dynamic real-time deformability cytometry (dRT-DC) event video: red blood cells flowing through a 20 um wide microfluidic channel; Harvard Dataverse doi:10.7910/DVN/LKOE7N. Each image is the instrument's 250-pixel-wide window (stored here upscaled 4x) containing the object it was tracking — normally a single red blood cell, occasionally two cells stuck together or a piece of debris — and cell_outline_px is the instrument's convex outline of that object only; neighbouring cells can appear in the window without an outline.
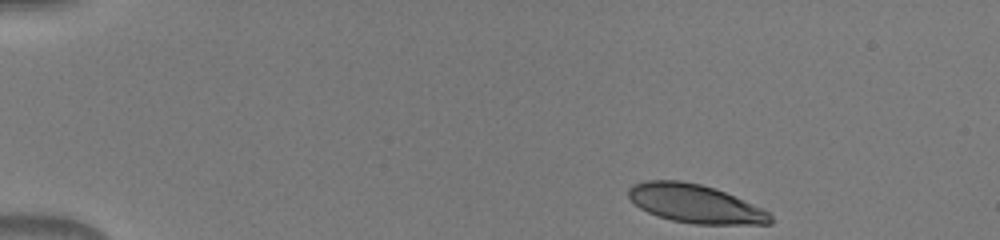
{"species": "human", "species_latin": "Homo sapiens", "temperature_condition": "warm", "stored_images_in_passage": 43, "camera_frame_rate_fps": 3000, "um_per_image_px": 0.085, "donor": {"sex": "male"}, "frame": {"image": 1, "passage_image": 1, "time_ms": 0.0, "image_size_px": [1000, 240], "cell_outline_px": [[772, 224], [692, 224], [672, 220], [648, 212], [640, 208], [628, 196], [628, 188], [632, 184], [644, 180], [680, 180], [700, 184], [724, 192], [764, 208], [772, 216]], "centroid_in_image_um": [59.09, 17.31], "position_along_channel_um": 25.9, "area_um2": 31.73}}
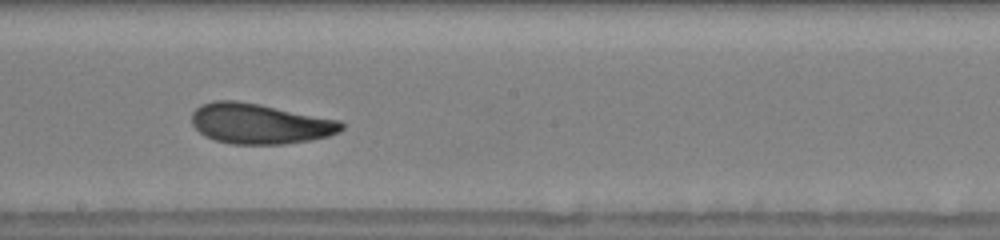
{"frame": {"image": 2, "passage_image": 23, "time_ms": 7.333, "image_size_px": [1000, 240], "cell_outline_px": [[344, 128], [340, 132], [328, 136], [308, 140], [284, 144], [232, 144], [216, 140], [204, 136], [192, 124], [192, 112], [200, 104], [212, 100], [236, 100], [260, 104], [340, 120], [344, 124]], "centroid_in_image_um": [22.07, 10.5], "position_along_channel_um": 226.1, "area_um2": 35.32}}
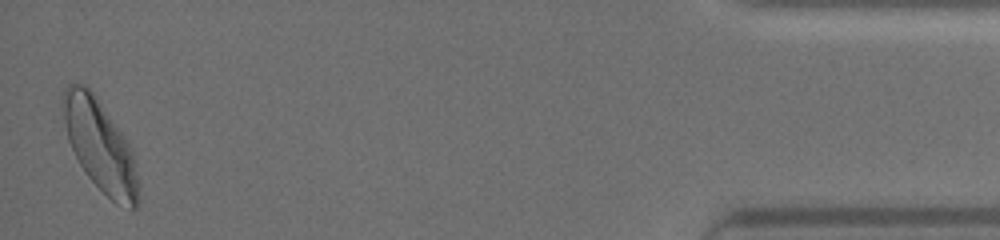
{"frame": {"image": 3, "passage_image": 43, "time_ms": 14.0, "image_size_px": [1000, 240], "cell_outline_px": [[140, 184], [136, 208], [132, 208], [116, 204], [88, 176], [80, 164], [68, 140], [64, 124], [60, 104], [64, 88], [68, 84], [84, 84], [92, 92], [124, 136], [132, 148]], "centroid_in_image_um": [8.5, 12.37], "position_along_channel_um": 426.7, "area_um2": 39.82}}